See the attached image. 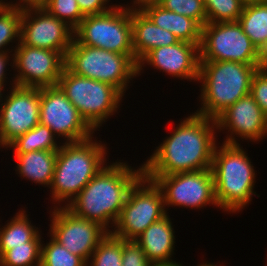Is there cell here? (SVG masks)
Returning <instances> with one entry per match:
<instances>
[{"instance_id":"1","label":"cell","mask_w":267,"mask_h":266,"mask_svg":"<svg viewBox=\"0 0 267 266\" xmlns=\"http://www.w3.org/2000/svg\"><path fill=\"white\" fill-rule=\"evenodd\" d=\"M143 162L144 175H172L212 168L216 120L192 113Z\"/></svg>"},{"instance_id":"2","label":"cell","mask_w":267,"mask_h":266,"mask_svg":"<svg viewBox=\"0 0 267 266\" xmlns=\"http://www.w3.org/2000/svg\"><path fill=\"white\" fill-rule=\"evenodd\" d=\"M139 167L134 169L121 160L106 165L66 207L111 232L109 228L115 226L130 189L144 175L143 164Z\"/></svg>"},{"instance_id":"3","label":"cell","mask_w":267,"mask_h":266,"mask_svg":"<svg viewBox=\"0 0 267 266\" xmlns=\"http://www.w3.org/2000/svg\"><path fill=\"white\" fill-rule=\"evenodd\" d=\"M93 139L92 136L79 142L63 143L59 148L53 180L49 188L52 195L50 197L55 205L53 208L57 207L56 204L59 207H66L107 165L106 144Z\"/></svg>"},{"instance_id":"4","label":"cell","mask_w":267,"mask_h":266,"mask_svg":"<svg viewBox=\"0 0 267 266\" xmlns=\"http://www.w3.org/2000/svg\"><path fill=\"white\" fill-rule=\"evenodd\" d=\"M258 66L232 61H200L201 107L195 113L216 119L240 98L250 94Z\"/></svg>"},{"instance_id":"5","label":"cell","mask_w":267,"mask_h":266,"mask_svg":"<svg viewBox=\"0 0 267 266\" xmlns=\"http://www.w3.org/2000/svg\"><path fill=\"white\" fill-rule=\"evenodd\" d=\"M216 145L212 172L215 198L220 209L236 213L242 211L253 199L255 170L247 152L240 144Z\"/></svg>"},{"instance_id":"6","label":"cell","mask_w":267,"mask_h":266,"mask_svg":"<svg viewBox=\"0 0 267 266\" xmlns=\"http://www.w3.org/2000/svg\"><path fill=\"white\" fill-rule=\"evenodd\" d=\"M65 67L78 76L107 83L123 96L130 80L138 76L135 56L78 44L75 40L67 51Z\"/></svg>"},{"instance_id":"7","label":"cell","mask_w":267,"mask_h":266,"mask_svg":"<svg viewBox=\"0 0 267 266\" xmlns=\"http://www.w3.org/2000/svg\"><path fill=\"white\" fill-rule=\"evenodd\" d=\"M58 86L95 132L100 131L102 124L116 114L123 98L115 87L78 76L66 67L59 78Z\"/></svg>"},{"instance_id":"8","label":"cell","mask_w":267,"mask_h":266,"mask_svg":"<svg viewBox=\"0 0 267 266\" xmlns=\"http://www.w3.org/2000/svg\"><path fill=\"white\" fill-rule=\"evenodd\" d=\"M74 40L78 44L134 56L131 5L115 4L107 12L85 16L74 30Z\"/></svg>"},{"instance_id":"9","label":"cell","mask_w":267,"mask_h":266,"mask_svg":"<svg viewBox=\"0 0 267 266\" xmlns=\"http://www.w3.org/2000/svg\"><path fill=\"white\" fill-rule=\"evenodd\" d=\"M167 210L161 189L143 175L130 189L111 233L125 240H135L151 224L165 217Z\"/></svg>"},{"instance_id":"10","label":"cell","mask_w":267,"mask_h":266,"mask_svg":"<svg viewBox=\"0 0 267 266\" xmlns=\"http://www.w3.org/2000/svg\"><path fill=\"white\" fill-rule=\"evenodd\" d=\"M200 61L259 64L260 52L238 21L207 23L202 27Z\"/></svg>"},{"instance_id":"11","label":"cell","mask_w":267,"mask_h":266,"mask_svg":"<svg viewBox=\"0 0 267 266\" xmlns=\"http://www.w3.org/2000/svg\"><path fill=\"white\" fill-rule=\"evenodd\" d=\"M161 189L164 206L191 209L207 204L219 208L215 198L214 176L211 169L172 175H144Z\"/></svg>"},{"instance_id":"12","label":"cell","mask_w":267,"mask_h":266,"mask_svg":"<svg viewBox=\"0 0 267 266\" xmlns=\"http://www.w3.org/2000/svg\"><path fill=\"white\" fill-rule=\"evenodd\" d=\"M39 123L64 143L83 141L95 133L58 85L40 87Z\"/></svg>"},{"instance_id":"13","label":"cell","mask_w":267,"mask_h":266,"mask_svg":"<svg viewBox=\"0 0 267 266\" xmlns=\"http://www.w3.org/2000/svg\"><path fill=\"white\" fill-rule=\"evenodd\" d=\"M66 57L58 51L16 45L13 51V74L10 87L57 86L65 68Z\"/></svg>"},{"instance_id":"14","label":"cell","mask_w":267,"mask_h":266,"mask_svg":"<svg viewBox=\"0 0 267 266\" xmlns=\"http://www.w3.org/2000/svg\"><path fill=\"white\" fill-rule=\"evenodd\" d=\"M50 215V236L86 263L99 242L108 234L97 222L78 217L64 206L54 207Z\"/></svg>"},{"instance_id":"15","label":"cell","mask_w":267,"mask_h":266,"mask_svg":"<svg viewBox=\"0 0 267 266\" xmlns=\"http://www.w3.org/2000/svg\"><path fill=\"white\" fill-rule=\"evenodd\" d=\"M0 105V147L6 148L18 136L39 123L40 88L9 87Z\"/></svg>"},{"instance_id":"16","label":"cell","mask_w":267,"mask_h":266,"mask_svg":"<svg viewBox=\"0 0 267 266\" xmlns=\"http://www.w3.org/2000/svg\"><path fill=\"white\" fill-rule=\"evenodd\" d=\"M74 40V30L45 9L22 11L20 42L35 48L61 52L65 57Z\"/></svg>"},{"instance_id":"17","label":"cell","mask_w":267,"mask_h":266,"mask_svg":"<svg viewBox=\"0 0 267 266\" xmlns=\"http://www.w3.org/2000/svg\"><path fill=\"white\" fill-rule=\"evenodd\" d=\"M215 120L217 132L228 131L222 143L239 144L235 137L260 142L267 135V117L250 94L240 98Z\"/></svg>"},{"instance_id":"18","label":"cell","mask_w":267,"mask_h":266,"mask_svg":"<svg viewBox=\"0 0 267 266\" xmlns=\"http://www.w3.org/2000/svg\"><path fill=\"white\" fill-rule=\"evenodd\" d=\"M146 64L174 78L198 82L199 46L194 43L179 41L174 45L152 49L138 62V76L143 73L141 71Z\"/></svg>"},{"instance_id":"19","label":"cell","mask_w":267,"mask_h":266,"mask_svg":"<svg viewBox=\"0 0 267 266\" xmlns=\"http://www.w3.org/2000/svg\"><path fill=\"white\" fill-rule=\"evenodd\" d=\"M132 46L137 63L152 49L174 45L179 39L155 25L139 8L131 5Z\"/></svg>"},{"instance_id":"20","label":"cell","mask_w":267,"mask_h":266,"mask_svg":"<svg viewBox=\"0 0 267 266\" xmlns=\"http://www.w3.org/2000/svg\"><path fill=\"white\" fill-rule=\"evenodd\" d=\"M169 214L151 224L135 241L151 263L173 262L175 231Z\"/></svg>"},{"instance_id":"21","label":"cell","mask_w":267,"mask_h":266,"mask_svg":"<svg viewBox=\"0 0 267 266\" xmlns=\"http://www.w3.org/2000/svg\"><path fill=\"white\" fill-rule=\"evenodd\" d=\"M139 9L158 27L173 33L179 41L200 47L202 27L193 19L164 9L159 4L141 5Z\"/></svg>"},{"instance_id":"22","label":"cell","mask_w":267,"mask_h":266,"mask_svg":"<svg viewBox=\"0 0 267 266\" xmlns=\"http://www.w3.org/2000/svg\"><path fill=\"white\" fill-rule=\"evenodd\" d=\"M58 151L14 153L16 174L43 187L51 186Z\"/></svg>"},{"instance_id":"23","label":"cell","mask_w":267,"mask_h":266,"mask_svg":"<svg viewBox=\"0 0 267 266\" xmlns=\"http://www.w3.org/2000/svg\"><path fill=\"white\" fill-rule=\"evenodd\" d=\"M238 22L260 52L267 45V0L244 4Z\"/></svg>"},{"instance_id":"24","label":"cell","mask_w":267,"mask_h":266,"mask_svg":"<svg viewBox=\"0 0 267 266\" xmlns=\"http://www.w3.org/2000/svg\"><path fill=\"white\" fill-rule=\"evenodd\" d=\"M26 212L25 208L19 210L0 228V257L10 250V246H26L27 242L32 241L40 233V229L29 221Z\"/></svg>"},{"instance_id":"25","label":"cell","mask_w":267,"mask_h":266,"mask_svg":"<svg viewBox=\"0 0 267 266\" xmlns=\"http://www.w3.org/2000/svg\"><path fill=\"white\" fill-rule=\"evenodd\" d=\"M57 140L59 139L50 128L38 123L27 133L20 135L13 140L6 147V149H12L15 153H28L32 151H58L63 142L59 143Z\"/></svg>"},{"instance_id":"26","label":"cell","mask_w":267,"mask_h":266,"mask_svg":"<svg viewBox=\"0 0 267 266\" xmlns=\"http://www.w3.org/2000/svg\"><path fill=\"white\" fill-rule=\"evenodd\" d=\"M4 1H0V53H12L16 46L11 49L8 46L20 42L22 11Z\"/></svg>"},{"instance_id":"27","label":"cell","mask_w":267,"mask_h":266,"mask_svg":"<svg viewBox=\"0 0 267 266\" xmlns=\"http://www.w3.org/2000/svg\"><path fill=\"white\" fill-rule=\"evenodd\" d=\"M41 233L26 246H10L0 257V266H40L41 264Z\"/></svg>"},{"instance_id":"28","label":"cell","mask_w":267,"mask_h":266,"mask_svg":"<svg viewBox=\"0 0 267 266\" xmlns=\"http://www.w3.org/2000/svg\"><path fill=\"white\" fill-rule=\"evenodd\" d=\"M122 238L111 232L99 242L87 266H122Z\"/></svg>"},{"instance_id":"29","label":"cell","mask_w":267,"mask_h":266,"mask_svg":"<svg viewBox=\"0 0 267 266\" xmlns=\"http://www.w3.org/2000/svg\"><path fill=\"white\" fill-rule=\"evenodd\" d=\"M48 243L41 244L40 266H87V263L75 254L70 253L50 235Z\"/></svg>"},{"instance_id":"30","label":"cell","mask_w":267,"mask_h":266,"mask_svg":"<svg viewBox=\"0 0 267 266\" xmlns=\"http://www.w3.org/2000/svg\"><path fill=\"white\" fill-rule=\"evenodd\" d=\"M207 23H224L238 21L244 3L240 0H203Z\"/></svg>"},{"instance_id":"31","label":"cell","mask_w":267,"mask_h":266,"mask_svg":"<svg viewBox=\"0 0 267 266\" xmlns=\"http://www.w3.org/2000/svg\"><path fill=\"white\" fill-rule=\"evenodd\" d=\"M164 9L195 20L201 27L207 24V13L203 0H161Z\"/></svg>"},{"instance_id":"32","label":"cell","mask_w":267,"mask_h":266,"mask_svg":"<svg viewBox=\"0 0 267 266\" xmlns=\"http://www.w3.org/2000/svg\"><path fill=\"white\" fill-rule=\"evenodd\" d=\"M51 15L66 23L75 30L85 17L76 0H50L44 8Z\"/></svg>"},{"instance_id":"33","label":"cell","mask_w":267,"mask_h":266,"mask_svg":"<svg viewBox=\"0 0 267 266\" xmlns=\"http://www.w3.org/2000/svg\"><path fill=\"white\" fill-rule=\"evenodd\" d=\"M122 266H151L152 263L135 240L122 239Z\"/></svg>"},{"instance_id":"34","label":"cell","mask_w":267,"mask_h":266,"mask_svg":"<svg viewBox=\"0 0 267 266\" xmlns=\"http://www.w3.org/2000/svg\"><path fill=\"white\" fill-rule=\"evenodd\" d=\"M250 95L267 117V72L258 69L251 81Z\"/></svg>"},{"instance_id":"35","label":"cell","mask_w":267,"mask_h":266,"mask_svg":"<svg viewBox=\"0 0 267 266\" xmlns=\"http://www.w3.org/2000/svg\"><path fill=\"white\" fill-rule=\"evenodd\" d=\"M84 16L101 14L111 10L114 5H109L110 0H76Z\"/></svg>"},{"instance_id":"36","label":"cell","mask_w":267,"mask_h":266,"mask_svg":"<svg viewBox=\"0 0 267 266\" xmlns=\"http://www.w3.org/2000/svg\"><path fill=\"white\" fill-rule=\"evenodd\" d=\"M19 2L13 3L14 1L7 2L8 4L18 8L20 11L30 9H44L50 0H18Z\"/></svg>"},{"instance_id":"37","label":"cell","mask_w":267,"mask_h":266,"mask_svg":"<svg viewBox=\"0 0 267 266\" xmlns=\"http://www.w3.org/2000/svg\"><path fill=\"white\" fill-rule=\"evenodd\" d=\"M10 55V56H9ZM12 57V58H11ZM10 59L11 62H10ZM10 62V64H9ZM7 65L11 66V68L13 69V53H0V84H6L7 83V80L8 77H6L7 75V72L6 71H9V68L7 70Z\"/></svg>"},{"instance_id":"38","label":"cell","mask_w":267,"mask_h":266,"mask_svg":"<svg viewBox=\"0 0 267 266\" xmlns=\"http://www.w3.org/2000/svg\"><path fill=\"white\" fill-rule=\"evenodd\" d=\"M258 69L267 72V45L260 51V62Z\"/></svg>"},{"instance_id":"39","label":"cell","mask_w":267,"mask_h":266,"mask_svg":"<svg viewBox=\"0 0 267 266\" xmlns=\"http://www.w3.org/2000/svg\"><path fill=\"white\" fill-rule=\"evenodd\" d=\"M131 3L135 8H139L141 5L158 4L161 0H132Z\"/></svg>"},{"instance_id":"40","label":"cell","mask_w":267,"mask_h":266,"mask_svg":"<svg viewBox=\"0 0 267 266\" xmlns=\"http://www.w3.org/2000/svg\"><path fill=\"white\" fill-rule=\"evenodd\" d=\"M151 266H182L180 263H176V260L169 263H152Z\"/></svg>"},{"instance_id":"41","label":"cell","mask_w":267,"mask_h":266,"mask_svg":"<svg viewBox=\"0 0 267 266\" xmlns=\"http://www.w3.org/2000/svg\"><path fill=\"white\" fill-rule=\"evenodd\" d=\"M4 85H5V87H6V84H0V105H1V103L3 102V97H4V95H3V93H5L4 92V90L6 89L5 87H4ZM3 92V93H2Z\"/></svg>"},{"instance_id":"42","label":"cell","mask_w":267,"mask_h":266,"mask_svg":"<svg viewBox=\"0 0 267 266\" xmlns=\"http://www.w3.org/2000/svg\"><path fill=\"white\" fill-rule=\"evenodd\" d=\"M198 266H218L217 264H213V263H203V264H199ZM220 266H222V265H220Z\"/></svg>"},{"instance_id":"43","label":"cell","mask_w":267,"mask_h":266,"mask_svg":"<svg viewBox=\"0 0 267 266\" xmlns=\"http://www.w3.org/2000/svg\"><path fill=\"white\" fill-rule=\"evenodd\" d=\"M244 4H249L251 2L257 1V0H240Z\"/></svg>"}]
</instances>
